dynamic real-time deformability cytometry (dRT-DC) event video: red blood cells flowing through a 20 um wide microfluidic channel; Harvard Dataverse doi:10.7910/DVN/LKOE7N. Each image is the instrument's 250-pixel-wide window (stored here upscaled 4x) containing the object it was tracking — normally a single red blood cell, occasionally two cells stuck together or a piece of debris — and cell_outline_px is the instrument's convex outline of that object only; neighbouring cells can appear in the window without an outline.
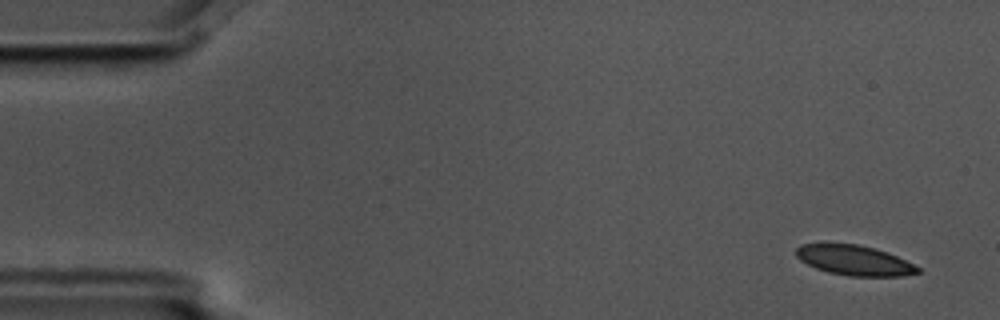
{"species": "common noctule bat (a hibernating species)", "species_latin": "Nyctalus noctula", "temperature_condition": "cold", "stored_images_in_passage": 6, "segment_of_instrument_passage": [2, 2], "camera_frame_rate_fps": 3000, "um_per_image_px": 0.085, "animal": {"sex": "male", "body_mass_g": 17.5, "forearm_length_mm": 52.3}, "frame": {"image": 1, "passage_image": 6, "time_ms": 1.667, "image_size_px": [1000, 320], "cell_outline_px": [[920, 272], [900, 276], [848, 276], [828, 272], [816, 268], [800, 260], [796, 256], [796, 248], [800, 244], [856, 244], [888, 252], [920, 268]], "centroid_in_image_um": [72.59, 22.13], "position_along_channel_um": 12.4, "area_um2": 20.98}}